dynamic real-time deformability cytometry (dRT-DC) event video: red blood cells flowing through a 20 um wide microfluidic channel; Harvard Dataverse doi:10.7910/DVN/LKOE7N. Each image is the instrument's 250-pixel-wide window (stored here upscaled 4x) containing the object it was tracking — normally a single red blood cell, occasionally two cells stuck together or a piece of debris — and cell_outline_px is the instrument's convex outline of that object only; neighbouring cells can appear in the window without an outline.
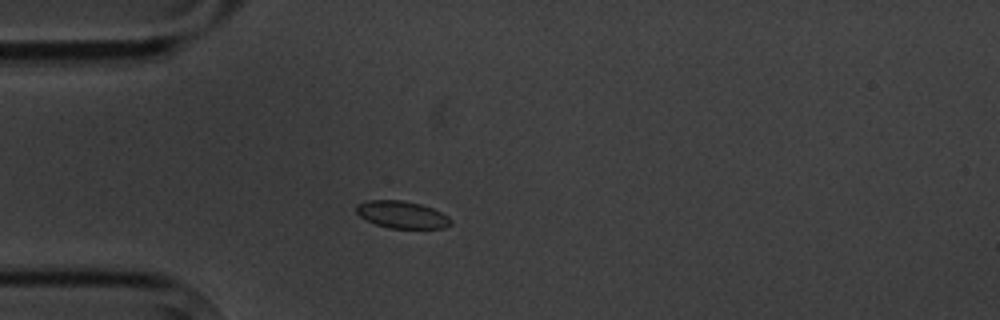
{"species": "common noctule bat (a hibernating species)", "species_latin": "Nyctalus noctula", "temperature_condition": "cold", "stored_images_in_passage": 4, "camera_frame_rate_fps": 3000, "um_per_image_px": 0.085, "animal": {"sex": "male", "body_mass_g": 20.1, "forearm_length_mm": 53.5}, "frame": {"image": 1, "passage_image": 3, "time_ms": 2.333, "image_size_px": [1000, 320], "cell_outline_px": [[452, 224], [444, 228], [388, 228], [376, 224], [360, 216], [356, 212], [356, 204], [368, 200], [404, 200], [420, 204], [432, 208], [448, 216], [452, 220]], "centroid_in_image_um": [34.17, 18.24], "position_along_channel_um": 50.8, "area_um2": 14.97}}